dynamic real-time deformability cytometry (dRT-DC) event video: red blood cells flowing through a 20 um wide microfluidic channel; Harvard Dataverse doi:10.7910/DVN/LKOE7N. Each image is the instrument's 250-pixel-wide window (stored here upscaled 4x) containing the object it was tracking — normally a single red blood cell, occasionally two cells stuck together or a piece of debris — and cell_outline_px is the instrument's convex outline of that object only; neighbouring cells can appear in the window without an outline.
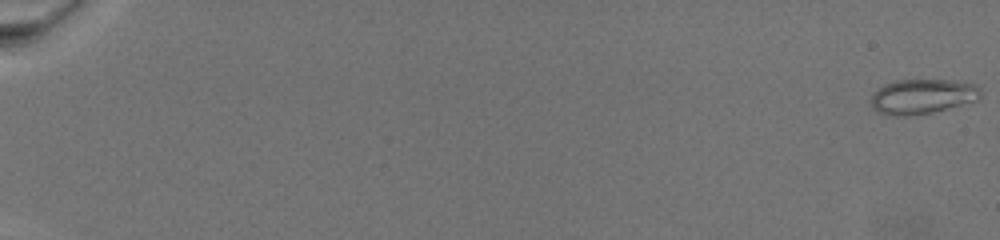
{"species": "common noctule bat (a hibernating species)", "species_latin": "Nyctalus noctula", "temperature_condition": "warm", "stored_images_in_passage": 31, "camera_frame_rate_fps": 3000, "um_per_image_px": 0.085, "animal": {"sex": "female", "body_mass_g": 19.5, "forearm_length_mm": 54.1}, "frame": {"image": 1, "passage_image": 1, "time_ms": 0.0, "image_size_px": [1000, 240], "cell_outline_px": [[980, 96], [976, 100], [932, 112], [908, 116], [888, 116], [876, 112], [872, 108], [872, 92], [884, 84], [896, 80], [956, 80], [976, 84], [980, 88]], "centroid_in_image_um": [78.36, 8.19], "position_along_channel_um": 6.6, "area_um2": 22.37}}